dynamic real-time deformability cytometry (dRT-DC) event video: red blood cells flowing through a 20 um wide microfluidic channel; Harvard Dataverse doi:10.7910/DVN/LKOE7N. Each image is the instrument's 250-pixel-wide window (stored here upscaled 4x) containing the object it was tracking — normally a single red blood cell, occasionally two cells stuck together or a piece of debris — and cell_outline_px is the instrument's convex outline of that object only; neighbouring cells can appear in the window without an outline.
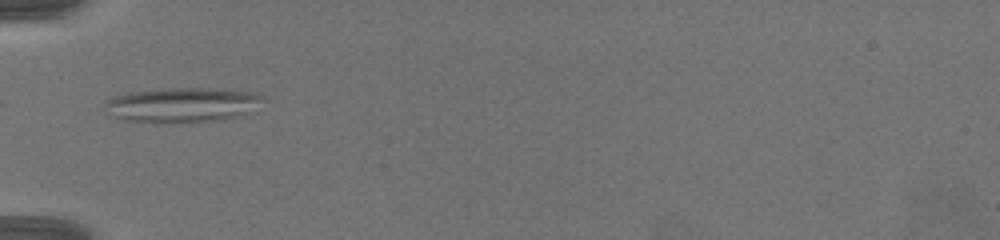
{"species": "common noctule bat (a hibernating species)", "species_latin": "Nyctalus noctula", "temperature_condition": "warm", "stored_images_in_passage": 7, "camera_frame_rate_fps": 3000, "um_per_image_px": 0.085, "animal": {"sex": "female", "body_mass_g": 19.5, "forearm_length_mm": 54.1}, "frame": {"image": 1, "passage_image": 1, "time_ms": 0.0, "image_size_px": [1000, 240], "cell_outline_px": [[260, 96], [240, 116], [224, 120], [124, 120], [116, 116], [104, 104], [108, 100], [116, 96], [132, 92], [164, 88], [208, 88], [248, 92]], "centroid_in_image_um": [15.41, 8.87], "position_along_channel_um": 69.6, "area_um2": 29.59}}
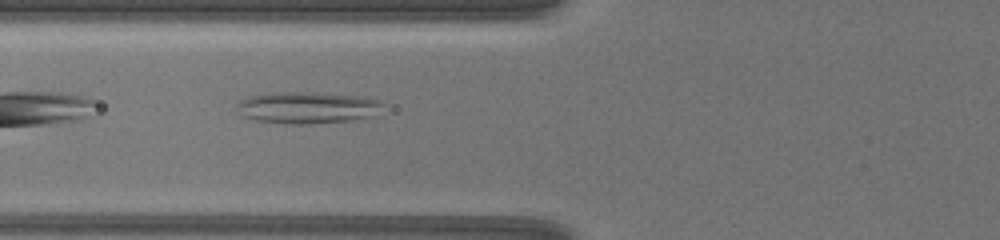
{"frame": {"image": 2, "passage_image": 4, "time_ms": 1.0, "image_size_px": [1000, 240], "cell_outline_px": [[380, 104], [368, 116], [348, 120], [300, 124], [292, 124], [256, 120], [244, 116], [236, 104], [240, 100], [252, 96], [280, 92], [312, 92], [356, 96], [380, 100]], "centroid_in_image_um": [26.02, 9.13], "position_along_channel_um": 99.8, "area_um2": 25.78}}